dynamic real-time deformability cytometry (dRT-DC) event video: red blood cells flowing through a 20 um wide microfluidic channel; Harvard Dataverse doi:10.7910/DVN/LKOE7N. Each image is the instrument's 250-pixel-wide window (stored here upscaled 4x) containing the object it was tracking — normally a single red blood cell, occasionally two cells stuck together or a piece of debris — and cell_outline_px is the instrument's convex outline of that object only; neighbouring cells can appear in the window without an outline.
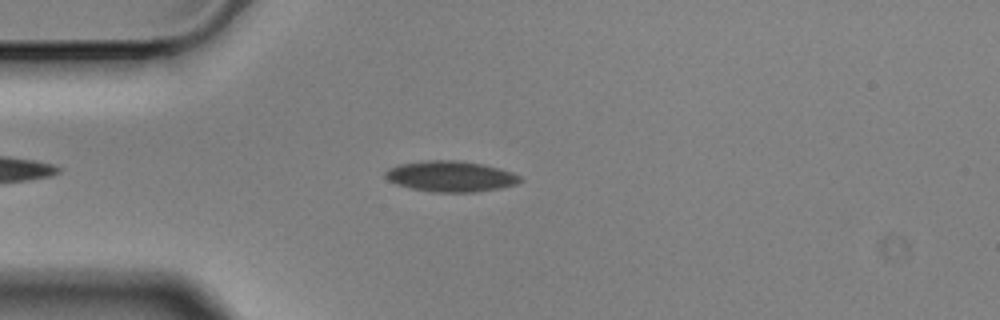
{"species": "Egyptian fruit bat (a non-hibernating species)", "species_latin": "Rousettus aegyptiacus", "temperature_condition": "cold", "stored_images_in_passage": 49, "camera_frame_rate_fps": 3000, "um_per_image_px": 0.085, "animal": {"sex": "male"}, "frame": {"image": 1, "passage_image": 7, "time_ms": 2.0, "image_size_px": [1000, 320], "cell_outline_px": [[524, 180], [516, 184], [500, 188], [476, 192], [432, 192], [412, 188], [396, 184], [388, 180], [384, 176], [384, 172], [388, 168], [400, 164], [424, 160], [460, 160], [484, 164], [500, 168], [512, 172], [520, 176]], "centroid_in_image_um": [38.31, 14.98], "position_along_channel_um": 46.7, "area_um2": 24.39}}
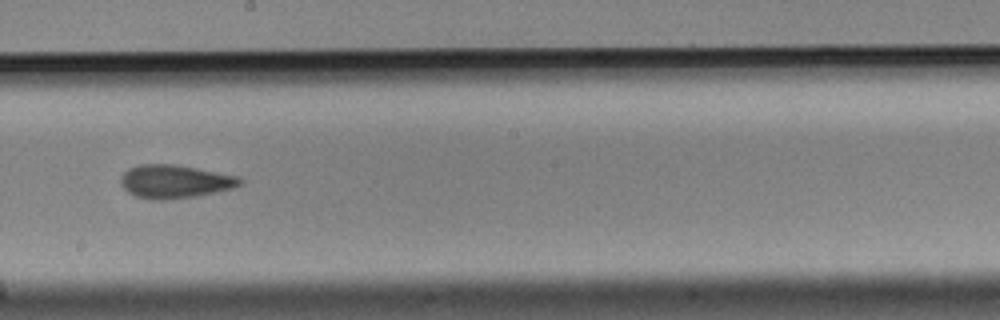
{"frame": {"image": 2, "passage_image": 24, "time_ms": 7.667, "image_size_px": [1000, 320], "cell_outline_px": [[244, 180], [240, 184], [232, 188], [216, 192], [196, 196], [168, 200], [152, 200], [136, 196], [128, 192], [120, 184], [120, 176], [128, 168], [140, 164], [176, 164], [240, 176]], "centroid_in_image_um": [14.85, 15.42], "position_along_channel_um": 233.3, "area_um2": 23.41}}
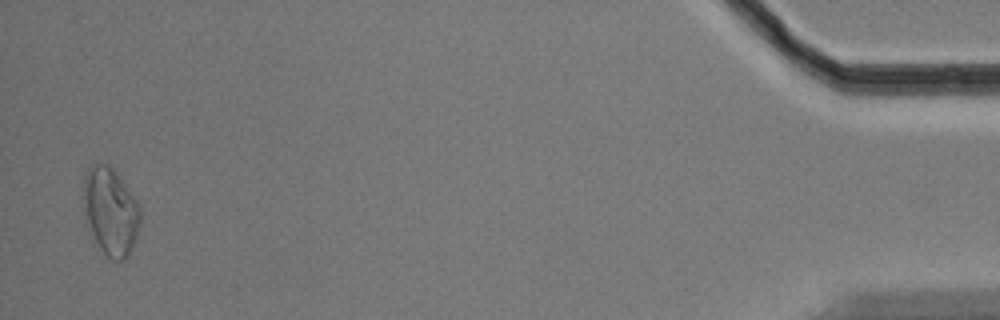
{"frame": {"image": 3, "passage_image": 48, "time_ms": 15.667, "image_size_px": [1000, 320], "cell_outline_px": [[140, 220], [136, 236], [128, 256], [124, 260], [112, 260], [100, 248], [84, 224], [80, 196], [84, 176], [88, 168], [92, 164], [108, 164], [116, 168], [136, 200], [140, 208]], "centroid_in_image_um": [9.32, 17.91], "position_along_channel_um": 425.9, "area_um2": 30.0}, "authors_computed_cell_mechanics": {"area_um2": 23.0044, "velocity_mm_per_s": 3.5222, "shape_relaxation_time_tau1_ms": 7.1929, "shape_relaxation_time_tau2_ms": 3.1737, "deformation_change_tau1": 0.1376, "deformation_change_tau2": 0.0959}}